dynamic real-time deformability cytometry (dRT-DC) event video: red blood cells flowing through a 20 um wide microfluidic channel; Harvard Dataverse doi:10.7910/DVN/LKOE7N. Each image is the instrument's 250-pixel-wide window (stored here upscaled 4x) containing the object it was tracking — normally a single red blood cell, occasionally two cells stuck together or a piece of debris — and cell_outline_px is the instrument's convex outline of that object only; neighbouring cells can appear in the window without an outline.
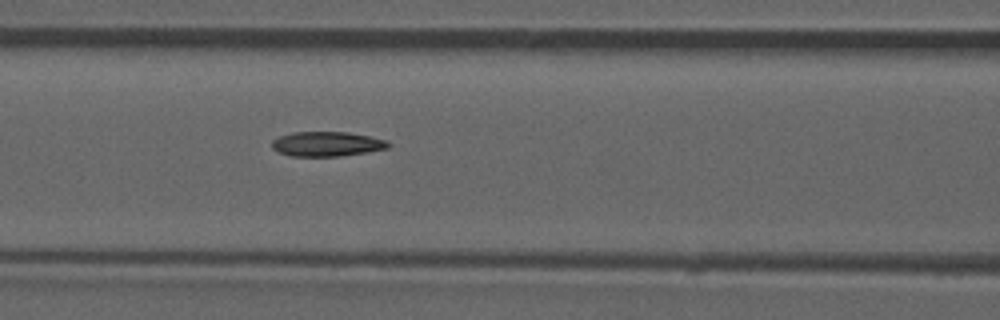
{"species": "common noctule bat (a hibernating species)", "species_latin": "Nyctalus noctula", "temperature_condition": "room temperature", "stored_images_in_passage": 53, "camera_frame_rate_fps": 3000, "um_per_image_px": 0.085, "animal": {"sex": "male", "forearm_length_mm": 52.5}, "frame": {"image": 1, "passage_image": 23, "time_ms": 7.333, "image_size_px": [1000, 320], "cell_outline_px": [[392, 144], [388, 148], [368, 152], [340, 156], [292, 156], [280, 152], [272, 148], [272, 140], [280, 136], [292, 132], [348, 132], [388, 140]], "centroid_in_image_um": [27.82, 12.23], "position_along_channel_um": 138.8, "area_um2": 16.76}, "authors_computed_cell_mechanics": {"area_um2": 16.9354, "velocity_mm_per_s": 3.8653, "shape_relaxation_time_tau1_ms": null, "shape_relaxation_time_tau2_ms": 6.4903, "deformation_change_tau1": null, "deformation_change_tau2": 0.1419}}